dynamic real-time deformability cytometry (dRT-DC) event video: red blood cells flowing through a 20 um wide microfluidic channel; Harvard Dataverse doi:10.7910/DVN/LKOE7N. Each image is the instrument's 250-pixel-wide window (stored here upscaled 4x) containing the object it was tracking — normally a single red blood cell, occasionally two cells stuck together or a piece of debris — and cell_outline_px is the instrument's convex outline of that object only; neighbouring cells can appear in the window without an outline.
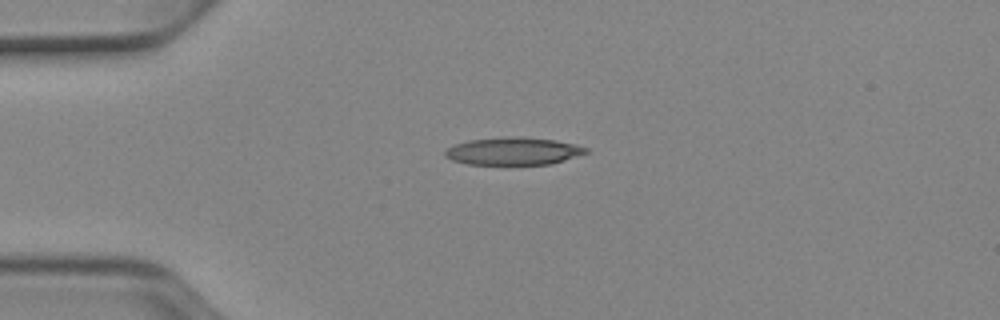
{"species": "Egyptian fruit bat (a non-hibernating species)", "species_latin": "Rousettus aegyptiacus", "temperature_condition": "cold", "stored_images_in_passage": 40, "camera_frame_rate_fps": 3000, "um_per_image_px": 0.085, "animal": {"sex": "female"}, "frame": {"image": 1, "passage_image": 1, "time_ms": 0.0, "image_size_px": [1000, 320], "cell_outline_px": [[592, 152], [552, 164], [468, 164], [452, 160], [444, 156], [444, 152], [452, 144], [468, 140], [508, 136], [524, 136], [556, 140], [576, 144], [588, 148]], "centroid_in_image_um": [43.68, 12.83], "position_along_channel_um": 41.3, "area_um2": 23.06}}
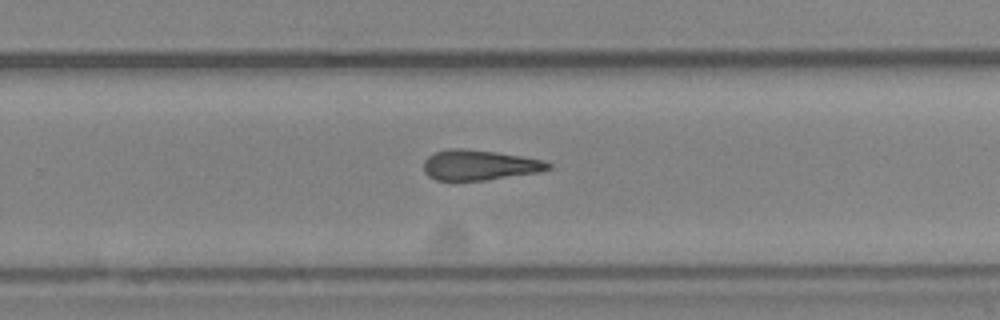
{"frame": {"image": 2, "passage_image": 22, "time_ms": 7.0, "image_size_px": [1000, 320], "cell_outline_px": [[552, 168], [540, 172], [484, 180], [436, 180], [428, 176], [424, 172], [424, 160], [428, 156], [436, 152], [448, 148], [464, 148], [496, 152], [544, 160], [552, 164]], "centroid_in_image_um": [40.75, 14.02], "position_along_channel_um": 289.1, "area_um2": 21.96}}
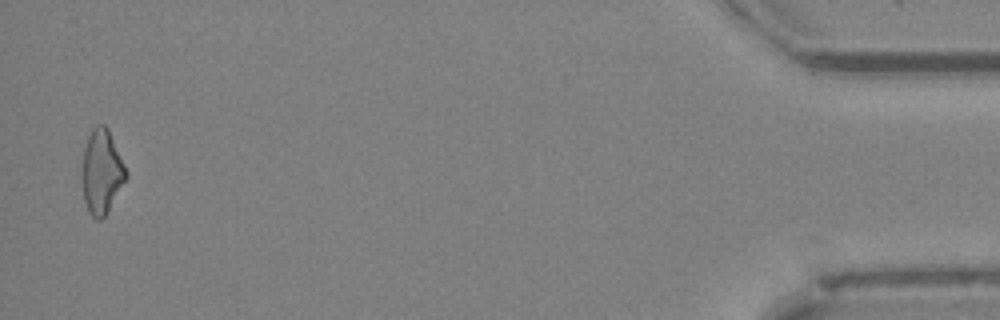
{"frame": {"image": 3, "passage_image": 39, "time_ms": 12.667, "image_size_px": [1000, 320], "cell_outline_px": [[128, 176], [104, 216], [100, 220], [96, 220], [88, 212], [84, 200], [80, 176], [80, 172], [84, 148], [88, 136], [92, 128], [96, 124], [104, 124], [108, 128], [128, 172]], "centroid_in_image_um": [8.61, 14.58], "position_along_channel_um": 426.6, "area_um2": 21.85}, "authors_computed_cell_mechanics": {"area_um2": 22.3397, "velocity_mm_per_s": 3.9308, "shape_relaxation_time_tau1_ms": null, "shape_relaxation_time_tau2_ms": 5.776, "deformation_change_tau1": null, "deformation_change_tau2": 0.2139}}